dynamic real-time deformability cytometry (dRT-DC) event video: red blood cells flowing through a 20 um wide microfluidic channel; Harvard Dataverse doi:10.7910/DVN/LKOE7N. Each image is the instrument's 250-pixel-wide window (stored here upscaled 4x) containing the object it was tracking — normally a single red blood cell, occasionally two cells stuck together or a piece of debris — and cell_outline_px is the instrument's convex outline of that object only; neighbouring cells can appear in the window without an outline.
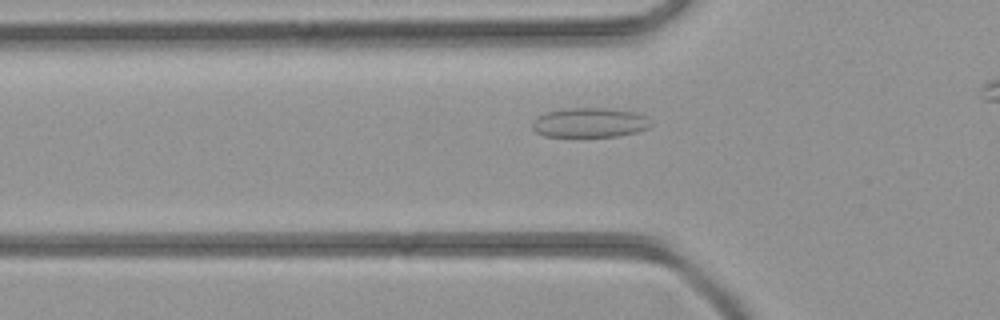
{"species": "common noctule bat (a hibernating species)", "species_latin": "Nyctalus noctula", "temperature_condition": "room temperature", "stored_images_in_passage": 30, "segment_of_instrument_passage": [1, 2], "camera_frame_rate_fps": 3000, "um_per_image_px": 0.085, "animal": {"sex": "female", "body_mass_g": 21.9}, "frame": {"image": 1, "passage_image": 9, "time_ms": 2.667, "image_size_px": [1000, 320], "cell_outline_px": [[652, 124], [648, 128], [636, 132], [616, 136], [544, 136], [536, 132], [532, 128], [532, 124], [536, 116], [544, 112], [564, 108], [604, 108], [636, 112], [648, 116]], "centroid_in_image_um": [50.12, 10.41], "position_along_channel_um": 75.7, "area_um2": 20.58}}
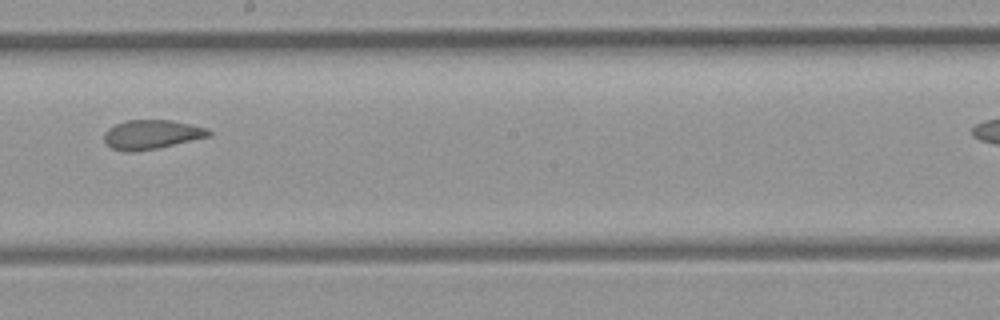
{"frame": {"image": 2, "passage_image": 19, "time_ms": 6.0, "image_size_px": [1000, 320], "cell_outline_px": [[212, 136], [156, 148], [132, 152], [124, 152], [112, 148], [104, 140], [104, 132], [108, 128], [116, 124], [128, 120], [172, 120], [208, 128], [212, 132]], "centroid_in_image_um": [12.9, 11.43], "position_along_channel_um": 235.3, "area_um2": 17.8}}
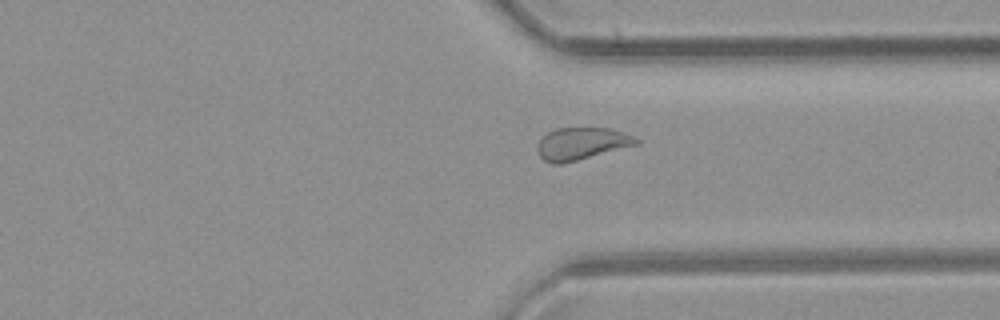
{"frame": {"image": 3, "passage_image": 27, "time_ms": 8.667, "image_size_px": [1000, 320], "cell_outline_px": [[640, 144], [560, 164], [552, 164], [544, 160], [540, 156], [536, 148], [540, 140], [548, 132], [556, 128], [608, 128], [632, 136], [640, 140]], "centroid_in_image_um": [49.42, 12.21], "position_along_channel_um": 362.0, "area_um2": 18.32}}